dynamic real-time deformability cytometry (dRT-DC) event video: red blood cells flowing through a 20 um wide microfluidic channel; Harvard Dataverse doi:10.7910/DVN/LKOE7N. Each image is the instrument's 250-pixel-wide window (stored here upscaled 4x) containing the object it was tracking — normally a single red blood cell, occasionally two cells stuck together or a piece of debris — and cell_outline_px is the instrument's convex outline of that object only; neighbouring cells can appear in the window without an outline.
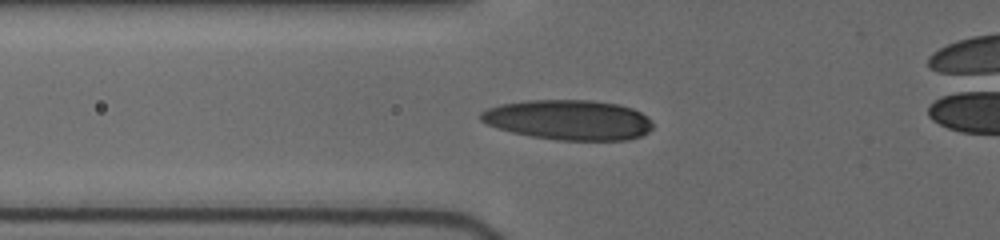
{"species": "human", "species_latin": "Homo sapiens", "temperature_condition": "cold", "stored_images_in_passage": 16, "camera_frame_rate_fps": 3000, "um_per_image_px": 0.085, "donor": {"sex": "female"}, "frame": {"image": 1, "passage_image": 9, "time_ms": 5.333, "image_size_px": [1000, 240], "cell_outline_px": [[652, 128], [648, 132], [640, 136], [628, 140], [556, 140], [532, 136], [512, 132], [488, 124], [480, 120], [480, 112], [488, 108], [500, 104], [528, 100], [592, 100], [616, 104], [632, 108], [640, 112], [652, 120]], "centroid_in_image_um": [48.34, 10.19], "position_along_channel_um": 77.5, "area_um2": 40.06}}
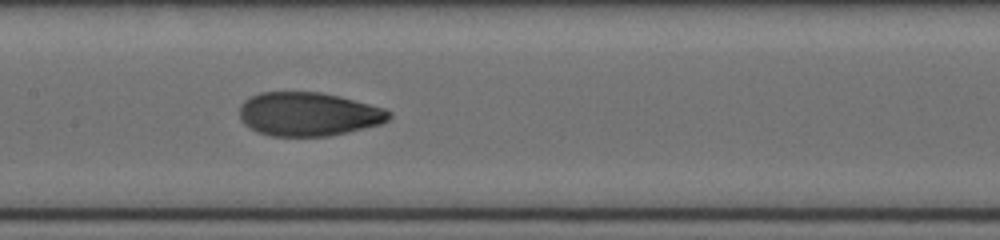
{"frame": {"image": 2, "passage_image": 13, "time_ms": 8.0, "image_size_px": [1000, 240], "cell_outline_px": [[392, 116], [388, 120], [380, 124], [328, 136], [272, 136], [256, 132], [248, 128], [240, 120], [240, 104], [244, 100], [260, 92], [320, 92], [340, 96], [384, 108], [392, 112]], "centroid_in_image_um": [26.19, 9.7], "position_along_channel_um": 181.2, "area_um2": 38.21}}
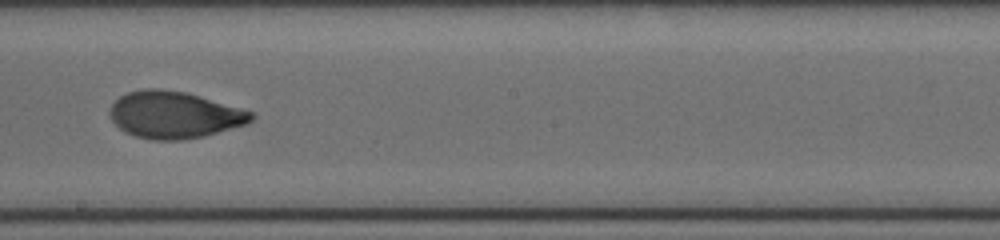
{"frame": {"image": 3, "passage_image": 15, "time_ms": 9.333, "image_size_px": [1000, 240], "cell_outline_px": [[256, 116], [248, 124], [204, 136], [180, 140], [152, 140], [136, 136], [124, 132], [112, 120], [108, 112], [112, 104], [120, 96], [128, 92], [140, 88], [160, 88], [184, 92], [200, 96], [240, 108], [252, 112]], "centroid_in_image_um": [14.8, 9.76], "position_along_channel_um": 233.4, "area_um2": 38.73}}